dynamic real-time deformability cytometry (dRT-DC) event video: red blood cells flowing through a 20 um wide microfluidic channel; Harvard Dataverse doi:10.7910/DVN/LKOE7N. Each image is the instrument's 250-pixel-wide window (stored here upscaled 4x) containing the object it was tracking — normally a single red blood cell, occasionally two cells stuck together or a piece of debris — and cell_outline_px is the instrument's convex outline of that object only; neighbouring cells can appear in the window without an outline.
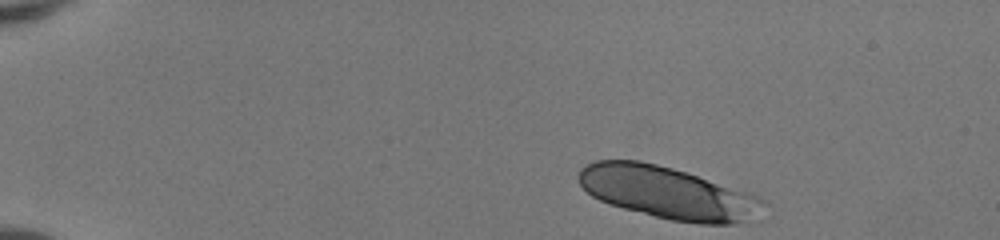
{"species": "human", "species_latin": "Homo sapiens", "temperature_condition": "room temperature", "stored_images_in_passage": 38, "segment_of_instrument_passage": [1, 2], "camera_frame_rate_fps": 3000, "um_per_image_px": 0.085, "donor": {"sex": "female"}, "frame": {"image": 1, "passage_image": 1, "time_ms": 0.0, "image_size_px": [1000, 240], "cell_outline_px": [[764, 204], [740, 220], [732, 224], [700, 224], [672, 220], [608, 204], [592, 196], [580, 184], [576, 176], [580, 168], [596, 160], [640, 160], [672, 168], [748, 192], [760, 196], [764, 200]], "centroid_in_image_um": [56.62, 16.35], "position_along_channel_um": 28.4, "area_um2": 55.03}}